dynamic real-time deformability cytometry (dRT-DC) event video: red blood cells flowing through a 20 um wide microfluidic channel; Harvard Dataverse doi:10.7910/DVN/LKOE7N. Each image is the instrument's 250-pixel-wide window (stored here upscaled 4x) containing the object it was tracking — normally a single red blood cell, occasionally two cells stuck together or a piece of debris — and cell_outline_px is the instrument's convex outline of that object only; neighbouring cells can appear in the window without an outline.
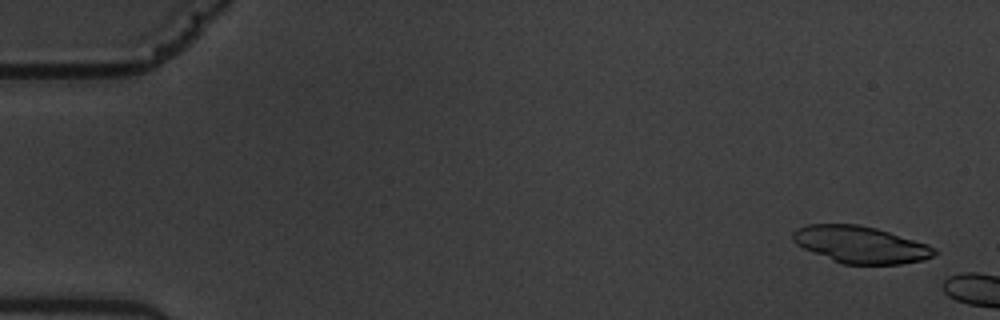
{"species": "common noctule bat (a hibernating species)", "species_latin": "Nyctalus noctula", "temperature_condition": "warm", "stored_images_in_passage": 7, "camera_frame_rate_fps": 3000, "um_per_image_px": 0.085, "animal": {"sex": "male", "body_mass_g": 19.5, "forearm_length_mm": 54.6}, "frame": {"image": 1, "passage_image": 3, "time_ms": 0.667, "image_size_px": [1000, 320], "cell_outline_px": [[940, 252], [924, 260], [900, 264], [844, 264], [832, 260], [804, 248], [796, 244], [792, 240], [792, 232], [796, 228], [808, 224], [856, 224], [876, 228], [928, 244], [936, 248]], "centroid_in_image_um": [73.16, 20.79], "position_along_channel_um": 11.8, "area_um2": 30.46}}